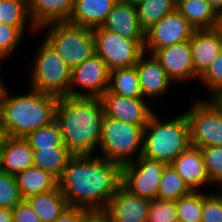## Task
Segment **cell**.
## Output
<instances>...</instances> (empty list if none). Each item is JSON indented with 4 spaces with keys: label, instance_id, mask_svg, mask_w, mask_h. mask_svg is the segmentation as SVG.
<instances>
[{
    "label": "cell",
    "instance_id": "1",
    "mask_svg": "<svg viewBox=\"0 0 222 222\" xmlns=\"http://www.w3.org/2000/svg\"><path fill=\"white\" fill-rule=\"evenodd\" d=\"M122 166L96 156L72 155L58 181L68 207L103 213L121 186Z\"/></svg>",
    "mask_w": 222,
    "mask_h": 222
},
{
    "label": "cell",
    "instance_id": "2",
    "mask_svg": "<svg viewBox=\"0 0 222 222\" xmlns=\"http://www.w3.org/2000/svg\"><path fill=\"white\" fill-rule=\"evenodd\" d=\"M104 110L100 98H60L56 107L63 143L73 155L94 154L99 146Z\"/></svg>",
    "mask_w": 222,
    "mask_h": 222
},
{
    "label": "cell",
    "instance_id": "3",
    "mask_svg": "<svg viewBox=\"0 0 222 222\" xmlns=\"http://www.w3.org/2000/svg\"><path fill=\"white\" fill-rule=\"evenodd\" d=\"M59 98L30 89L25 95L12 96L3 88L0 120L5 136L25 138L29 133L55 121Z\"/></svg>",
    "mask_w": 222,
    "mask_h": 222
},
{
    "label": "cell",
    "instance_id": "4",
    "mask_svg": "<svg viewBox=\"0 0 222 222\" xmlns=\"http://www.w3.org/2000/svg\"><path fill=\"white\" fill-rule=\"evenodd\" d=\"M190 145L185 112L165 123L154 113L144 128L142 156L171 165Z\"/></svg>",
    "mask_w": 222,
    "mask_h": 222
},
{
    "label": "cell",
    "instance_id": "5",
    "mask_svg": "<svg viewBox=\"0 0 222 222\" xmlns=\"http://www.w3.org/2000/svg\"><path fill=\"white\" fill-rule=\"evenodd\" d=\"M144 128L104 116L100 157L121 166L136 161L142 155Z\"/></svg>",
    "mask_w": 222,
    "mask_h": 222
},
{
    "label": "cell",
    "instance_id": "6",
    "mask_svg": "<svg viewBox=\"0 0 222 222\" xmlns=\"http://www.w3.org/2000/svg\"><path fill=\"white\" fill-rule=\"evenodd\" d=\"M30 69V88L57 98L69 96L71 69L45 39L39 46Z\"/></svg>",
    "mask_w": 222,
    "mask_h": 222
},
{
    "label": "cell",
    "instance_id": "7",
    "mask_svg": "<svg viewBox=\"0 0 222 222\" xmlns=\"http://www.w3.org/2000/svg\"><path fill=\"white\" fill-rule=\"evenodd\" d=\"M48 28L45 40L52 45L72 70L95 53L93 29L69 22H55L42 26Z\"/></svg>",
    "mask_w": 222,
    "mask_h": 222
},
{
    "label": "cell",
    "instance_id": "8",
    "mask_svg": "<svg viewBox=\"0 0 222 222\" xmlns=\"http://www.w3.org/2000/svg\"><path fill=\"white\" fill-rule=\"evenodd\" d=\"M190 143L197 148L222 146V109L213 99L199 100L189 107Z\"/></svg>",
    "mask_w": 222,
    "mask_h": 222
},
{
    "label": "cell",
    "instance_id": "9",
    "mask_svg": "<svg viewBox=\"0 0 222 222\" xmlns=\"http://www.w3.org/2000/svg\"><path fill=\"white\" fill-rule=\"evenodd\" d=\"M93 33L95 53L109 71L135 66L144 53V40H130L102 27L94 28Z\"/></svg>",
    "mask_w": 222,
    "mask_h": 222
},
{
    "label": "cell",
    "instance_id": "10",
    "mask_svg": "<svg viewBox=\"0 0 222 222\" xmlns=\"http://www.w3.org/2000/svg\"><path fill=\"white\" fill-rule=\"evenodd\" d=\"M166 164L140 156L122 166L121 185L131 194L150 200L157 199L158 187Z\"/></svg>",
    "mask_w": 222,
    "mask_h": 222
},
{
    "label": "cell",
    "instance_id": "11",
    "mask_svg": "<svg viewBox=\"0 0 222 222\" xmlns=\"http://www.w3.org/2000/svg\"><path fill=\"white\" fill-rule=\"evenodd\" d=\"M109 77L110 71L106 64L98 54L94 53L71 70L69 96L100 98L109 88ZM76 86L82 91H78Z\"/></svg>",
    "mask_w": 222,
    "mask_h": 222
},
{
    "label": "cell",
    "instance_id": "12",
    "mask_svg": "<svg viewBox=\"0 0 222 222\" xmlns=\"http://www.w3.org/2000/svg\"><path fill=\"white\" fill-rule=\"evenodd\" d=\"M194 30L187 19L175 9L145 31L144 52L149 51L153 55L164 47L189 41Z\"/></svg>",
    "mask_w": 222,
    "mask_h": 222
},
{
    "label": "cell",
    "instance_id": "13",
    "mask_svg": "<svg viewBox=\"0 0 222 222\" xmlns=\"http://www.w3.org/2000/svg\"><path fill=\"white\" fill-rule=\"evenodd\" d=\"M106 117L145 127L155 113L144 98H128L110 92L100 97Z\"/></svg>",
    "mask_w": 222,
    "mask_h": 222
},
{
    "label": "cell",
    "instance_id": "14",
    "mask_svg": "<svg viewBox=\"0 0 222 222\" xmlns=\"http://www.w3.org/2000/svg\"><path fill=\"white\" fill-rule=\"evenodd\" d=\"M151 200L131 194L122 185L102 213L110 222H146Z\"/></svg>",
    "mask_w": 222,
    "mask_h": 222
},
{
    "label": "cell",
    "instance_id": "15",
    "mask_svg": "<svg viewBox=\"0 0 222 222\" xmlns=\"http://www.w3.org/2000/svg\"><path fill=\"white\" fill-rule=\"evenodd\" d=\"M153 55L173 83L198 78L194 73L190 41L164 47Z\"/></svg>",
    "mask_w": 222,
    "mask_h": 222
},
{
    "label": "cell",
    "instance_id": "16",
    "mask_svg": "<svg viewBox=\"0 0 222 222\" xmlns=\"http://www.w3.org/2000/svg\"><path fill=\"white\" fill-rule=\"evenodd\" d=\"M189 41L194 73L199 78L222 51V37L216 28L197 29Z\"/></svg>",
    "mask_w": 222,
    "mask_h": 222
},
{
    "label": "cell",
    "instance_id": "17",
    "mask_svg": "<svg viewBox=\"0 0 222 222\" xmlns=\"http://www.w3.org/2000/svg\"><path fill=\"white\" fill-rule=\"evenodd\" d=\"M145 56L146 53L144 52L135 65L142 96L143 98H146L147 96L148 99H158V96L167 92L172 80L168 77L167 73L161 67L154 55L149 54V59Z\"/></svg>",
    "mask_w": 222,
    "mask_h": 222
},
{
    "label": "cell",
    "instance_id": "18",
    "mask_svg": "<svg viewBox=\"0 0 222 222\" xmlns=\"http://www.w3.org/2000/svg\"><path fill=\"white\" fill-rule=\"evenodd\" d=\"M101 27L130 40H145L135 4L117 1Z\"/></svg>",
    "mask_w": 222,
    "mask_h": 222
},
{
    "label": "cell",
    "instance_id": "19",
    "mask_svg": "<svg viewBox=\"0 0 222 222\" xmlns=\"http://www.w3.org/2000/svg\"><path fill=\"white\" fill-rule=\"evenodd\" d=\"M171 165L192 191L211 185L200 148L190 145Z\"/></svg>",
    "mask_w": 222,
    "mask_h": 222
},
{
    "label": "cell",
    "instance_id": "20",
    "mask_svg": "<svg viewBox=\"0 0 222 222\" xmlns=\"http://www.w3.org/2000/svg\"><path fill=\"white\" fill-rule=\"evenodd\" d=\"M75 0H26L30 20L40 30L44 25L68 22L74 10Z\"/></svg>",
    "mask_w": 222,
    "mask_h": 222
},
{
    "label": "cell",
    "instance_id": "21",
    "mask_svg": "<svg viewBox=\"0 0 222 222\" xmlns=\"http://www.w3.org/2000/svg\"><path fill=\"white\" fill-rule=\"evenodd\" d=\"M34 166L33 149L25 138L8 137L3 140L2 172L16 175Z\"/></svg>",
    "mask_w": 222,
    "mask_h": 222
},
{
    "label": "cell",
    "instance_id": "22",
    "mask_svg": "<svg viewBox=\"0 0 222 222\" xmlns=\"http://www.w3.org/2000/svg\"><path fill=\"white\" fill-rule=\"evenodd\" d=\"M116 2V0H75L74 10L68 22L91 29L101 27Z\"/></svg>",
    "mask_w": 222,
    "mask_h": 222
},
{
    "label": "cell",
    "instance_id": "23",
    "mask_svg": "<svg viewBox=\"0 0 222 222\" xmlns=\"http://www.w3.org/2000/svg\"><path fill=\"white\" fill-rule=\"evenodd\" d=\"M25 200L41 222H54L68 208L59 186L52 191L29 196Z\"/></svg>",
    "mask_w": 222,
    "mask_h": 222
},
{
    "label": "cell",
    "instance_id": "24",
    "mask_svg": "<svg viewBox=\"0 0 222 222\" xmlns=\"http://www.w3.org/2000/svg\"><path fill=\"white\" fill-rule=\"evenodd\" d=\"M15 179L23 199L52 191L58 186V181L53 176L35 166L19 172Z\"/></svg>",
    "mask_w": 222,
    "mask_h": 222
},
{
    "label": "cell",
    "instance_id": "25",
    "mask_svg": "<svg viewBox=\"0 0 222 222\" xmlns=\"http://www.w3.org/2000/svg\"><path fill=\"white\" fill-rule=\"evenodd\" d=\"M72 155L66 146L33 150L34 166L44 170L59 181Z\"/></svg>",
    "mask_w": 222,
    "mask_h": 222
},
{
    "label": "cell",
    "instance_id": "26",
    "mask_svg": "<svg viewBox=\"0 0 222 222\" xmlns=\"http://www.w3.org/2000/svg\"><path fill=\"white\" fill-rule=\"evenodd\" d=\"M177 10L195 30L216 27L218 14L208 0H188L181 4Z\"/></svg>",
    "mask_w": 222,
    "mask_h": 222
},
{
    "label": "cell",
    "instance_id": "27",
    "mask_svg": "<svg viewBox=\"0 0 222 222\" xmlns=\"http://www.w3.org/2000/svg\"><path fill=\"white\" fill-rule=\"evenodd\" d=\"M108 90L123 97L143 98L136 66L110 71Z\"/></svg>",
    "mask_w": 222,
    "mask_h": 222
},
{
    "label": "cell",
    "instance_id": "28",
    "mask_svg": "<svg viewBox=\"0 0 222 222\" xmlns=\"http://www.w3.org/2000/svg\"><path fill=\"white\" fill-rule=\"evenodd\" d=\"M30 13L26 0H0V23L19 28L23 33L26 22H29L31 30L39 31L30 20Z\"/></svg>",
    "mask_w": 222,
    "mask_h": 222
},
{
    "label": "cell",
    "instance_id": "29",
    "mask_svg": "<svg viewBox=\"0 0 222 222\" xmlns=\"http://www.w3.org/2000/svg\"><path fill=\"white\" fill-rule=\"evenodd\" d=\"M192 190L182 180L172 165H166L159 183L157 199L177 201Z\"/></svg>",
    "mask_w": 222,
    "mask_h": 222
},
{
    "label": "cell",
    "instance_id": "30",
    "mask_svg": "<svg viewBox=\"0 0 222 222\" xmlns=\"http://www.w3.org/2000/svg\"><path fill=\"white\" fill-rule=\"evenodd\" d=\"M136 9L140 25L146 31L176 8L172 0H140Z\"/></svg>",
    "mask_w": 222,
    "mask_h": 222
},
{
    "label": "cell",
    "instance_id": "31",
    "mask_svg": "<svg viewBox=\"0 0 222 222\" xmlns=\"http://www.w3.org/2000/svg\"><path fill=\"white\" fill-rule=\"evenodd\" d=\"M25 139L33 150L52 148L53 146H66L63 143L59 125L56 121L29 133Z\"/></svg>",
    "mask_w": 222,
    "mask_h": 222
},
{
    "label": "cell",
    "instance_id": "32",
    "mask_svg": "<svg viewBox=\"0 0 222 222\" xmlns=\"http://www.w3.org/2000/svg\"><path fill=\"white\" fill-rule=\"evenodd\" d=\"M178 222H201L202 192L192 191L176 201Z\"/></svg>",
    "mask_w": 222,
    "mask_h": 222
},
{
    "label": "cell",
    "instance_id": "33",
    "mask_svg": "<svg viewBox=\"0 0 222 222\" xmlns=\"http://www.w3.org/2000/svg\"><path fill=\"white\" fill-rule=\"evenodd\" d=\"M22 200L15 176L0 172V208L13 209Z\"/></svg>",
    "mask_w": 222,
    "mask_h": 222
},
{
    "label": "cell",
    "instance_id": "34",
    "mask_svg": "<svg viewBox=\"0 0 222 222\" xmlns=\"http://www.w3.org/2000/svg\"><path fill=\"white\" fill-rule=\"evenodd\" d=\"M201 152L211 184L222 186V146L201 148Z\"/></svg>",
    "mask_w": 222,
    "mask_h": 222
},
{
    "label": "cell",
    "instance_id": "35",
    "mask_svg": "<svg viewBox=\"0 0 222 222\" xmlns=\"http://www.w3.org/2000/svg\"><path fill=\"white\" fill-rule=\"evenodd\" d=\"M146 222H178L176 201L151 200Z\"/></svg>",
    "mask_w": 222,
    "mask_h": 222
},
{
    "label": "cell",
    "instance_id": "36",
    "mask_svg": "<svg viewBox=\"0 0 222 222\" xmlns=\"http://www.w3.org/2000/svg\"><path fill=\"white\" fill-rule=\"evenodd\" d=\"M198 79L210 90V99L222 91V51Z\"/></svg>",
    "mask_w": 222,
    "mask_h": 222
},
{
    "label": "cell",
    "instance_id": "37",
    "mask_svg": "<svg viewBox=\"0 0 222 222\" xmlns=\"http://www.w3.org/2000/svg\"><path fill=\"white\" fill-rule=\"evenodd\" d=\"M22 36L23 32L19 28L0 23V57L3 60L13 55Z\"/></svg>",
    "mask_w": 222,
    "mask_h": 222
},
{
    "label": "cell",
    "instance_id": "38",
    "mask_svg": "<svg viewBox=\"0 0 222 222\" xmlns=\"http://www.w3.org/2000/svg\"><path fill=\"white\" fill-rule=\"evenodd\" d=\"M201 222H222V195L202 192Z\"/></svg>",
    "mask_w": 222,
    "mask_h": 222
},
{
    "label": "cell",
    "instance_id": "39",
    "mask_svg": "<svg viewBox=\"0 0 222 222\" xmlns=\"http://www.w3.org/2000/svg\"><path fill=\"white\" fill-rule=\"evenodd\" d=\"M12 211L13 222H41L25 199L19 202Z\"/></svg>",
    "mask_w": 222,
    "mask_h": 222
},
{
    "label": "cell",
    "instance_id": "40",
    "mask_svg": "<svg viewBox=\"0 0 222 222\" xmlns=\"http://www.w3.org/2000/svg\"><path fill=\"white\" fill-rule=\"evenodd\" d=\"M91 214L83 208L68 207L54 222H86Z\"/></svg>",
    "mask_w": 222,
    "mask_h": 222
},
{
    "label": "cell",
    "instance_id": "41",
    "mask_svg": "<svg viewBox=\"0 0 222 222\" xmlns=\"http://www.w3.org/2000/svg\"><path fill=\"white\" fill-rule=\"evenodd\" d=\"M0 222H13L12 209L0 208Z\"/></svg>",
    "mask_w": 222,
    "mask_h": 222
},
{
    "label": "cell",
    "instance_id": "42",
    "mask_svg": "<svg viewBox=\"0 0 222 222\" xmlns=\"http://www.w3.org/2000/svg\"><path fill=\"white\" fill-rule=\"evenodd\" d=\"M217 14L222 12V0H208Z\"/></svg>",
    "mask_w": 222,
    "mask_h": 222
},
{
    "label": "cell",
    "instance_id": "43",
    "mask_svg": "<svg viewBox=\"0 0 222 222\" xmlns=\"http://www.w3.org/2000/svg\"><path fill=\"white\" fill-rule=\"evenodd\" d=\"M215 28L219 31V34L222 37V12L218 14Z\"/></svg>",
    "mask_w": 222,
    "mask_h": 222
},
{
    "label": "cell",
    "instance_id": "44",
    "mask_svg": "<svg viewBox=\"0 0 222 222\" xmlns=\"http://www.w3.org/2000/svg\"><path fill=\"white\" fill-rule=\"evenodd\" d=\"M214 102L222 109V91L212 98Z\"/></svg>",
    "mask_w": 222,
    "mask_h": 222
},
{
    "label": "cell",
    "instance_id": "45",
    "mask_svg": "<svg viewBox=\"0 0 222 222\" xmlns=\"http://www.w3.org/2000/svg\"><path fill=\"white\" fill-rule=\"evenodd\" d=\"M5 134H4V131H3V127H2V123H1V120H0V144L3 143V140L5 138Z\"/></svg>",
    "mask_w": 222,
    "mask_h": 222
},
{
    "label": "cell",
    "instance_id": "46",
    "mask_svg": "<svg viewBox=\"0 0 222 222\" xmlns=\"http://www.w3.org/2000/svg\"><path fill=\"white\" fill-rule=\"evenodd\" d=\"M175 8L177 9L181 4L185 3L188 0H172Z\"/></svg>",
    "mask_w": 222,
    "mask_h": 222
},
{
    "label": "cell",
    "instance_id": "47",
    "mask_svg": "<svg viewBox=\"0 0 222 222\" xmlns=\"http://www.w3.org/2000/svg\"><path fill=\"white\" fill-rule=\"evenodd\" d=\"M3 143L0 144V172H2Z\"/></svg>",
    "mask_w": 222,
    "mask_h": 222
},
{
    "label": "cell",
    "instance_id": "48",
    "mask_svg": "<svg viewBox=\"0 0 222 222\" xmlns=\"http://www.w3.org/2000/svg\"><path fill=\"white\" fill-rule=\"evenodd\" d=\"M118 2H124V3H131V4H137L140 0H116Z\"/></svg>",
    "mask_w": 222,
    "mask_h": 222
},
{
    "label": "cell",
    "instance_id": "49",
    "mask_svg": "<svg viewBox=\"0 0 222 222\" xmlns=\"http://www.w3.org/2000/svg\"><path fill=\"white\" fill-rule=\"evenodd\" d=\"M4 87H6V86H4V81H2V79L0 77V97H1L2 90H3Z\"/></svg>",
    "mask_w": 222,
    "mask_h": 222
}]
</instances>
